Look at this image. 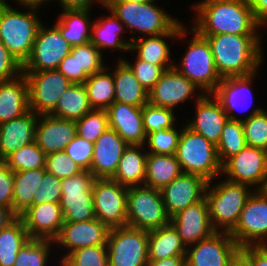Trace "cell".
I'll return each mask as SVG.
<instances>
[{"instance_id":"57","label":"cell","mask_w":267,"mask_h":266,"mask_svg":"<svg viewBox=\"0 0 267 266\" xmlns=\"http://www.w3.org/2000/svg\"><path fill=\"white\" fill-rule=\"evenodd\" d=\"M256 22L262 27L267 24V0H249Z\"/></svg>"},{"instance_id":"18","label":"cell","mask_w":267,"mask_h":266,"mask_svg":"<svg viewBox=\"0 0 267 266\" xmlns=\"http://www.w3.org/2000/svg\"><path fill=\"white\" fill-rule=\"evenodd\" d=\"M170 223L178 231L182 242L188 248L216 232L210 222L209 208L205 197L178 212L170 218Z\"/></svg>"},{"instance_id":"60","label":"cell","mask_w":267,"mask_h":266,"mask_svg":"<svg viewBox=\"0 0 267 266\" xmlns=\"http://www.w3.org/2000/svg\"><path fill=\"white\" fill-rule=\"evenodd\" d=\"M17 216L9 209L0 206V231L11 223Z\"/></svg>"},{"instance_id":"62","label":"cell","mask_w":267,"mask_h":266,"mask_svg":"<svg viewBox=\"0 0 267 266\" xmlns=\"http://www.w3.org/2000/svg\"><path fill=\"white\" fill-rule=\"evenodd\" d=\"M18 1L19 5H24L25 7L31 8V9H38V7H40V5L48 0H16ZM51 1V0H50Z\"/></svg>"},{"instance_id":"53","label":"cell","mask_w":267,"mask_h":266,"mask_svg":"<svg viewBox=\"0 0 267 266\" xmlns=\"http://www.w3.org/2000/svg\"><path fill=\"white\" fill-rule=\"evenodd\" d=\"M13 204V171L0 161V206L12 211Z\"/></svg>"},{"instance_id":"64","label":"cell","mask_w":267,"mask_h":266,"mask_svg":"<svg viewBox=\"0 0 267 266\" xmlns=\"http://www.w3.org/2000/svg\"><path fill=\"white\" fill-rule=\"evenodd\" d=\"M7 2L5 0H0V7L5 6Z\"/></svg>"},{"instance_id":"63","label":"cell","mask_w":267,"mask_h":266,"mask_svg":"<svg viewBox=\"0 0 267 266\" xmlns=\"http://www.w3.org/2000/svg\"><path fill=\"white\" fill-rule=\"evenodd\" d=\"M128 1H131V2H138V3H144L148 0H128Z\"/></svg>"},{"instance_id":"46","label":"cell","mask_w":267,"mask_h":266,"mask_svg":"<svg viewBox=\"0 0 267 266\" xmlns=\"http://www.w3.org/2000/svg\"><path fill=\"white\" fill-rule=\"evenodd\" d=\"M143 125L146 134L174 127V112L171 109L151 105L142 107Z\"/></svg>"},{"instance_id":"10","label":"cell","mask_w":267,"mask_h":266,"mask_svg":"<svg viewBox=\"0 0 267 266\" xmlns=\"http://www.w3.org/2000/svg\"><path fill=\"white\" fill-rule=\"evenodd\" d=\"M95 179L90 171L83 170L61 180L60 206L64 222H82L96 218L92 191Z\"/></svg>"},{"instance_id":"28","label":"cell","mask_w":267,"mask_h":266,"mask_svg":"<svg viewBox=\"0 0 267 266\" xmlns=\"http://www.w3.org/2000/svg\"><path fill=\"white\" fill-rule=\"evenodd\" d=\"M29 111V85L23 72L10 80L0 81V124Z\"/></svg>"},{"instance_id":"61","label":"cell","mask_w":267,"mask_h":266,"mask_svg":"<svg viewBox=\"0 0 267 266\" xmlns=\"http://www.w3.org/2000/svg\"><path fill=\"white\" fill-rule=\"evenodd\" d=\"M228 266H253L251 261L239 250Z\"/></svg>"},{"instance_id":"39","label":"cell","mask_w":267,"mask_h":266,"mask_svg":"<svg viewBox=\"0 0 267 266\" xmlns=\"http://www.w3.org/2000/svg\"><path fill=\"white\" fill-rule=\"evenodd\" d=\"M107 70L108 68H104L100 72L90 75L83 83L93 110H107L114 102V77Z\"/></svg>"},{"instance_id":"38","label":"cell","mask_w":267,"mask_h":266,"mask_svg":"<svg viewBox=\"0 0 267 266\" xmlns=\"http://www.w3.org/2000/svg\"><path fill=\"white\" fill-rule=\"evenodd\" d=\"M30 237L20 217L0 231V266H13L17 254Z\"/></svg>"},{"instance_id":"33","label":"cell","mask_w":267,"mask_h":266,"mask_svg":"<svg viewBox=\"0 0 267 266\" xmlns=\"http://www.w3.org/2000/svg\"><path fill=\"white\" fill-rule=\"evenodd\" d=\"M89 12L82 9L63 10L55 22L54 26L72 47L90 42L93 22L89 20Z\"/></svg>"},{"instance_id":"34","label":"cell","mask_w":267,"mask_h":266,"mask_svg":"<svg viewBox=\"0 0 267 266\" xmlns=\"http://www.w3.org/2000/svg\"><path fill=\"white\" fill-rule=\"evenodd\" d=\"M181 173L182 170L175 154H147L144 185L161 190Z\"/></svg>"},{"instance_id":"59","label":"cell","mask_w":267,"mask_h":266,"mask_svg":"<svg viewBox=\"0 0 267 266\" xmlns=\"http://www.w3.org/2000/svg\"><path fill=\"white\" fill-rule=\"evenodd\" d=\"M147 266H186V256H175L161 260H149Z\"/></svg>"},{"instance_id":"31","label":"cell","mask_w":267,"mask_h":266,"mask_svg":"<svg viewBox=\"0 0 267 266\" xmlns=\"http://www.w3.org/2000/svg\"><path fill=\"white\" fill-rule=\"evenodd\" d=\"M143 147V145H128L111 179L128 188L139 186L141 183L144 185L148 153L140 152L143 151Z\"/></svg>"},{"instance_id":"25","label":"cell","mask_w":267,"mask_h":266,"mask_svg":"<svg viewBox=\"0 0 267 266\" xmlns=\"http://www.w3.org/2000/svg\"><path fill=\"white\" fill-rule=\"evenodd\" d=\"M76 135V122L74 120L60 119L51 115H39L35 141L46 155L65 151L66 146Z\"/></svg>"},{"instance_id":"19","label":"cell","mask_w":267,"mask_h":266,"mask_svg":"<svg viewBox=\"0 0 267 266\" xmlns=\"http://www.w3.org/2000/svg\"><path fill=\"white\" fill-rule=\"evenodd\" d=\"M110 228L94 218L82 222H64L58 236L53 240L65 248H70L63 259L79 248L107 245Z\"/></svg>"},{"instance_id":"15","label":"cell","mask_w":267,"mask_h":266,"mask_svg":"<svg viewBox=\"0 0 267 266\" xmlns=\"http://www.w3.org/2000/svg\"><path fill=\"white\" fill-rule=\"evenodd\" d=\"M72 46L60 31L40 25L29 59L22 66V71L57 70L60 62L71 53Z\"/></svg>"},{"instance_id":"36","label":"cell","mask_w":267,"mask_h":266,"mask_svg":"<svg viewBox=\"0 0 267 266\" xmlns=\"http://www.w3.org/2000/svg\"><path fill=\"white\" fill-rule=\"evenodd\" d=\"M45 172V168L13 172L12 212L17 217L33 205L34 193Z\"/></svg>"},{"instance_id":"54","label":"cell","mask_w":267,"mask_h":266,"mask_svg":"<svg viewBox=\"0 0 267 266\" xmlns=\"http://www.w3.org/2000/svg\"><path fill=\"white\" fill-rule=\"evenodd\" d=\"M22 73V65L0 41V81L13 79Z\"/></svg>"},{"instance_id":"13","label":"cell","mask_w":267,"mask_h":266,"mask_svg":"<svg viewBox=\"0 0 267 266\" xmlns=\"http://www.w3.org/2000/svg\"><path fill=\"white\" fill-rule=\"evenodd\" d=\"M29 85V110L49 115L72 83L58 70L22 71Z\"/></svg>"},{"instance_id":"27","label":"cell","mask_w":267,"mask_h":266,"mask_svg":"<svg viewBox=\"0 0 267 266\" xmlns=\"http://www.w3.org/2000/svg\"><path fill=\"white\" fill-rule=\"evenodd\" d=\"M256 74L257 73L254 72L245 76H231L222 78L221 82L218 84V87L212 93V95H214V97L220 102L223 110L226 112L230 120L242 121V119H239V117L233 115L232 111H235L236 109H241L242 111L244 109L243 106L245 105V102L243 103V101H245V98L247 101L246 106H244L245 109H249V106H247V104L250 106L252 105L253 101L251 100H253V95L250 89V85L252 83L253 77H256ZM250 95L252 96L251 99ZM248 99L250 100V102L248 101Z\"/></svg>"},{"instance_id":"32","label":"cell","mask_w":267,"mask_h":266,"mask_svg":"<svg viewBox=\"0 0 267 266\" xmlns=\"http://www.w3.org/2000/svg\"><path fill=\"white\" fill-rule=\"evenodd\" d=\"M187 247L178 231L169 223L166 226L148 231V259L161 260L175 256H186Z\"/></svg>"},{"instance_id":"24","label":"cell","mask_w":267,"mask_h":266,"mask_svg":"<svg viewBox=\"0 0 267 266\" xmlns=\"http://www.w3.org/2000/svg\"><path fill=\"white\" fill-rule=\"evenodd\" d=\"M106 111L109 128L115 130L128 145H145L147 134L142 107L113 102Z\"/></svg>"},{"instance_id":"43","label":"cell","mask_w":267,"mask_h":266,"mask_svg":"<svg viewBox=\"0 0 267 266\" xmlns=\"http://www.w3.org/2000/svg\"><path fill=\"white\" fill-rule=\"evenodd\" d=\"M53 243L47 239H29L19 250L13 266H46Z\"/></svg>"},{"instance_id":"7","label":"cell","mask_w":267,"mask_h":266,"mask_svg":"<svg viewBox=\"0 0 267 266\" xmlns=\"http://www.w3.org/2000/svg\"><path fill=\"white\" fill-rule=\"evenodd\" d=\"M169 223L161 190L146 185L128 188L127 226L152 231Z\"/></svg>"},{"instance_id":"49","label":"cell","mask_w":267,"mask_h":266,"mask_svg":"<svg viewBox=\"0 0 267 266\" xmlns=\"http://www.w3.org/2000/svg\"><path fill=\"white\" fill-rule=\"evenodd\" d=\"M45 169L60 180L77 175L83 171V169L74 162L65 151L48 154L46 157Z\"/></svg>"},{"instance_id":"4","label":"cell","mask_w":267,"mask_h":266,"mask_svg":"<svg viewBox=\"0 0 267 266\" xmlns=\"http://www.w3.org/2000/svg\"><path fill=\"white\" fill-rule=\"evenodd\" d=\"M207 183L205 198L209 208V218L215 231L231 232L237 225L241 212L252 195L251 186L223 180L213 188ZM250 187L248 189V187ZM218 226V227H217Z\"/></svg>"},{"instance_id":"29","label":"cell","mask_w":267,"mask_h":266,"mask_svg":"<svg viewBox=\"0 0 267 266\" xmlns=\"http://www.w3.org/2000/svg\"><path fill=\"white\" fill-rule=\"evenodd\" d=\"M187 30L183 27L179 32H167L157 36H148L146 39L137 35L132 37L129 51H137V58L149 62L153 65H159L164 71L174 67V63H169L170 47L165 38L184 37ZM165 37V38H164ZM164 38V39H163ZM172 64V65H171Z\"/></svg>"},{"instance_id":"20","label":"cell","mask_w":267,"mask_h":266,"mask_svg":"<svg viewBox=\"0 0 267 266\" xmlns=\"http://www.w3.org/2000/svg\"><path fill=\"white\" fill-rule=\"evenodd\" d=\"M196 89L201 92L194 83L173 67L161 74L160 79L148 93V102L151 105L173 110L190 95L195 94Z\"/></svg>"},{"instance_id":"12","label":"cell","mask_w":267,"mask_h":266,"mask_svg":"<svg viewBox=\"0 0 267 266\" xmlns=\"http://www.w3.org/2000/svg\"><path fill=\"white\" fill-rule=\"evenodd\" d=\"M95 217L110 229L127 226L128 187L113 179H95L93 186Z\"/></svg>"},{"instance_id":"37","label":"cell","mask_w":267,"mask_h":266,"mask_svg":"<svg viewBox=\"0 0 267 266\" xmlns=\"http://www.w3.org/2000/svg\"><path fill=\"white\" fill-rule=\"evenodd\" d=\"M92 110L84 84H72L60 96L55 109L49 115L76 121Z\"/></svg>"},{"instance_id":"26","label":"cell","mask_w":267,"mask_h":266,"mask_svg":"<svg viewBox=\"0 0 267 266\" xmlns=\"http://www.w3.org/2000/svg\"><path fill=\"white\" fill-rule=\"evenodd\" d=\"M38 115L29 110L14 120L0 124V161L35 141Z\"/></svg>"},{"instance_id":"35","label":"cell","mask_w":267,"mask_h":266,"mask_svg":"<svg viewBox=\"0 0 267 266\" xmlns=\"http://www.w3.org/2000/svg\"><path fill=\"white\" fill-rule=\"evenodd\" d=\"M106 18L100 17L91 27L90 42L95 45L100 52L106 48L115 50L129 51L132 40L125 41L123 37L119 38L120 33L124 30V24L113 14ZM123 29V30H122Z\"/></svg>"},{"instance_id":"3","label":"cell","mask_w":267,"mask_h":266,"mask_svg":"<svg viewBox=\"0 0 267 266\" xmlns=\"http://www.w3.org/2000/svg\"><path fill=\"white\" fill-rule=\"evenodd\" d=\"M155 1L138 3L128 0H106L105 8L124 24L126 30L134 34L133 30L148 36L179 32L184 27L181 22L155 6Z\"/></svg>"},{"instance_id":"14","label":"cell","mask_w":267,"mask_h":266,"mask_svg":"<svg viewBox=\"0 0 267 266\" xmlns=\"http://www.w3.org/2000/svg\"><path fill=\"white\" fill-rule=\"evenodd\" d=\"M222 174L228 180L249 186L257 185L255 190L267 187V151L246 145L242 151L228 158L222 164Z\"/></svg>"},{"instance_id":"22","label":"cell","mask_w":267,"mask_h":266,"mask_svg":"<svg viewBox=\"0 0 267 266\" xmlns=\"http://www.w3.org/2000/svg\"><path fill=\"white\" fill-rule=\"evenodd\" d=\"M196 98L195 119L186 126L192 131L204 136L208 141L217 145L228 115L223 110L220 102L212 94H199ZM207 95V96H206ZM212 97L209 98V97Z\"/></svg>"},{"instance_id":"21","label":"cell","mask_w":267,"mask_h":266,"mask_svg":"<svg viewBox=\"0 0 267 266\" xmlns=\"http://www.w3.org/2000/svg\"><path fill=\"white\" fill-rule=\"evenodd\" d=\"M30 239L54 240L64 224L60 203L32 205L19 216Z\"/></svg>"},{"instance_id":"41","label":"cell","mask_w":267,"mask_h":266,"mask_svg":"<svg viewBox=\"0 0 267 266\" xmlns=\"http://www.w3.org/2000/svg\"><path fill=\"white\" fill-rule=\"evenodd\" d=\"M46 157L47 155L37 145L36 141H33L9 154L3 162L13 172H17L45 168Z\"/></svg>"},{"instance_id":"17","label":"cell","mask_w":267,"mask_h":266,"mask_svg":"<svg viewBox=\"0 0 267 266\" xmlns=\"http://www.w3.org/2000/svg\"><path fill=\"white\" fill-rule=\"evenodd\" d=\"M208 181L200 175L181 173L161 189L165 210L169 218L205 197Z\"/></svg>"},{"instance_id":"40","label":"cell","mask_w":267,"mask_h":266,"mask_svg":"<svg viewBox=\"0 0 267 266\" xmlns=\"http://www.w3.org/2000/svg\"><path fill=\"white\" fill-rule=\"evenodd\" d=\"M246 145L242 121L228 119L216 145L220 163L223 164L228 158L238 154Z\"/></svg>"},{"instance_id":"1","label":"cell","mask_w":267,"mask_h":266,"mask_svg":"<svg viewBox=\"0 0 267 266\" xmlns=\"http://www.w3.org/2000/svg\"><path fill=\"white\" fill-rule=\"evenodd\" d=\"M196 10L195 26L201 36L218 34L258 35L249 0H203L192 6Z\"/></svg>"},{"instance_id":"16","label":"cell","mask_w":267,"mask_h":266,"mask_svg":"<svg viewBox=\"0 0 267 266\" xmlns=\"http://www.w3.org/2000/svg\"><path fill=\"white\" fill-rule=\"evenodd\" d=\"M186 250V266H228L240 250L229 232L216 231Z\"/></svg>"},{"instance_id":"55","label":"cell","mask_w":267,"mask_h":266,"mask_svg":"<svg viewBox=\"0 0 267 266\" xmlns=\"http://www.w3.org/2000/svg\"><path fill=\"white\" fill-rule=\"evenodd\" d=\"M57 70L72 84H83L89 77L86 73H78L77 52H71L65 56Z\"/></svg>"},{"instance_id":"45","label":"cell","mask_w":267,"mask_h":266,"mask_svg":"<svg viewBox=\"0 0 267 266\" xmlns=\"http://www.w3.org/2000/svg\"><path fill=\"white\" fill-rule=\"evenodd\" d=\"M75 122L77 135L92 143L109 128L106 110H92Z\"/></svg>"},{"instance_id":"51","label":"cell","mask_w":267,"mask_h":266,"mask_svg":"<svg viewBox=\"0 0 267 266\" xmlns=\"http://www.w3.org/2000/svg\"><path fill=\"white\" fill-rule=\"evenodd\" d=\"M121 60L131 69L139 83L148 93L153 89L164 72L159 65H153L138 58H136L134 65L124 59Z\"/></svg>"},{"instance_id":"58","label":"cell","mask_w":267,"mask_h":266,"mask_svg":"<svg viewBox=\"0 0 267 266\" xmlns=\"http://www.w3.org/2000/svg\"><path fill=\"white\" fill-rule=\"evenodd\" d=\"M63 10L82 9L90 10L94 0H58ZM105 7L106 0H96ZM92 2V3H91Z\"/></svg>"},{"instance_id":"5","label":"cell","mask_w":267,"mask_h":266,"mask_svg":"<svg viewBox=\"0 0 267 266\" xmlns=\"http://www.w3.org/2000/svg\"><path fill=\"white\" fill-rule=\"evenodd\" d=\"M41 24L35 9L18 12L9 4L0 7V41L22 66L32 53Z\"/></svg>"},{"instance_id":"9","label":"cell","mask_w":267,"mask_h":266,"mask_svg":"<svg viewBox=\"0 0 267 266\" xmlns=\"http://www.w3.org/2000/svg\"><path fill=\"white\" fill-rule=\"evenodd\" d=\"M107 252L109 266H147L148 231L129 226L111 228Z\"/></svg>"},{"instance_id":"23","label":"cell","mask_w":267,"mask_h":266,"mask_svg":"<svg viewBox=\"0 0 267 266\" xmlns=\"http://www.w3.org/2000/svg\"><path fill=\"white\" fill-rule=\"evenodd\" d=\"M128 144L108 128L94 142V151L90 172L96 179H111L115 173L123 152Z\"/></svg>"},{"instance_id":"50","label":"cell","mask_w":267,"mask_h":266,"mask_svg":"<svg viewBox=\"0 0 267 266\" xmlns=\"http://www.w3.org/2000/svg\"><path fill=\"white\" fill-rule=\"evenodd\" d=\"M62 196L61 180L55 175L45 172L33 196V205L46 202L60 203Z\"/></svg>"},{"instance_id":"2","label":"cell","mask_w":267,"mask_h":266,"mask_svg":"<svg viewBox=\"0 0 267 266\" xmlns=\"http://www.w3.org/2000/svg\"><path fill=\"white\" fill-rule=\"evenodd\" d=\"M205 37L211 47L214 64L221 78L245 76L261 66L259 35L218 34Z\"/></svg>"},{"instance_id":"52","label":"cell","mask_w":267,"mask_h":266,"mask_svg":"<svg viewBox=\"0 0 267 266\" xmlns=\"http://www.w3.org/2000/svg\"><path fill=\"white\" fill-rule=\"evenodd\" d=\"M93 151L94 143L85 140L79 135H76L65 148L68 156L83 170L87 171H90Z\"/></svg>"},{"instance_id":"11","label":"cell","mask_w":267,"mask_h":266,"mask_svg":"<svg viewBox=\"0 0 267 266\" xmlns=\"http://www.w3.org/2000/svg\"><path fill=\"white\" fill-rule=\"evenodd\" d=\"M230 235L241 248L267 245V191L255 190L248 198Z\"/></svg>"},{"instance_id":"8","label":"cell","mask_w":267,"mask_h":266,"mask_svg":"<svg viewBox=\"0 0 267 266\" xmlns=\"http://www.w3.org/2000/svg\"><path fill=\"white\" fill-rule=\"evenodd\" d=\"M192 31L194 36L189 42L187 52L180 63L181 66L174 65V68L200 88L204 94H212L222 78L216 70L208 40L195 30L191 29Z\"/></svg>"},{"instance_id":"56","label":"cell","mask_w":267,"mask_h":266,"mask_svg":"<svg viewBox=\"0 0 267 266\" xmlns=\"http://www.w3.org/2000/svg\"><path fill=\"white\" fill-rule=\"evenodd\" d=\"M240 251L251 261L253 266H267V245L244 246Z\"/></svg>"},{"instance_id":"30","label":"cell","mask_w":267,"mask_h":266,"mask_svg":"<svg viewBox=\"0 0 267 266\" xmlns=\"http://www.w3.org/2000/svg\"><path fill=\"white\" fill-rule=\"evenodd\" d=\"M117 63L118 65H116L113 73L115 87L114 102L143 107L148 103V92L121 58Z\"/></svg>"},{"instance_id":"47","label":"cell","mask_w":267,"mask_h":266,"mask_svg":"<svg viewBox=\"0 0 267 266\" xmlns=\"http://www.w3.org/2000/svg\"><path fill=\"white\" fill-rule=\"evenodd\" d=\"M71 52H77L78 73H86L90 76L106 68L102 52L91 42L73 46Z\"/></svg>"},{"instance_id":"44","label":"cell","mask_w":267,"mask_h":266,"mask_svg":"<svg viewBox=\"0 0 267 266\" xmlns=\"http://www.w3.org/2000/svg\"><path fill=\"white\" fill-rule=\"evenodd\" d=\"M62 266H109L107 245L79 248L61 261Z\"/></svg>"},{"instance_id":"48","label":"cell","mask_w":267,"mask_h":266,"mask_svg":"<svg viewBox=\"0 0 267 266\" xmlns=\"http://www.w3.org/2000/svg\"><path fill=\"white\" fill-rule=\"evenodd\" d=\"M174 126L173 128L163 129L157 132L147 134L146 142L148 143L149 149L153 154L170 155L175 154L181 132H178Z\"/></svg>"},{"instance_id":"42","label":"cell","mask_w":267,"mask_h":266,"mask_svg":"<svg viewBox=\"0 0 267 266\" xmlns=\"http://www.w3.org/2000/svg\"><path fill=\"white\" fill-rule=\"evenodd\" d=\"M244 118L242 124L247 145L267 151V112L257 107Z\"/></svg>"},{"instance_id":"6","label":"cell","mask_w":267,"mask_h":266,"mask_svg":"<svg viewBox=\"0 0 267 266\" xmlns=\"http://www.w3.org/2000/svg\"><path fill=\"white\" fill-rule=\"evenodd\" d=\"M175 156L183 173L200 175L208 182L222 172L216 145L186 125L181 129Z\"/></svg>"}]
</instances>
